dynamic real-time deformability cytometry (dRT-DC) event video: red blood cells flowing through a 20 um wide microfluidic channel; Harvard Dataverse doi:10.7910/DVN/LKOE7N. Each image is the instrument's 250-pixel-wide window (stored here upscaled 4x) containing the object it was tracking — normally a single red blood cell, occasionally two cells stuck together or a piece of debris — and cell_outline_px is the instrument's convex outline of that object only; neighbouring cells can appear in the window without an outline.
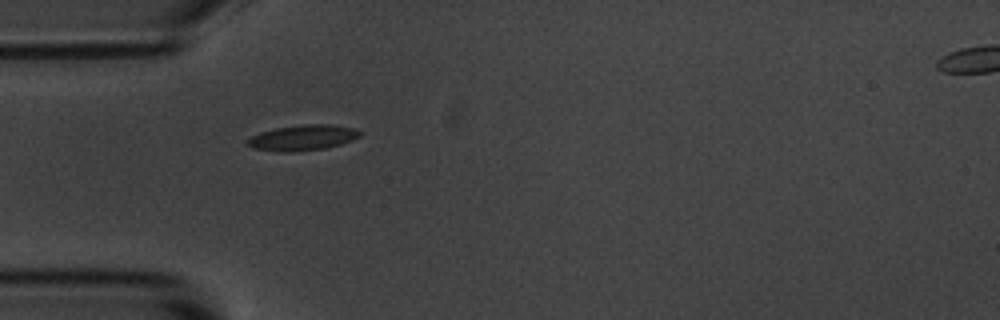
{"species": "common noctule bat (a hibernating species)", "species_latin": "Nyctalus noctula", "temperature_condition": "room temperature", "stored_images_in_passage": 40, "camera_frame_rate_fps": 3000, "um_per_image_px": 0.085, "animal": {"sex": "male", "body_mass_g": 20.1, "forearm_length_mm": 53.5}, "frame": {"image": 1, "passage_image": 1, "time_ms": 0.0, "image_size_px": [1000, 320], "cell_outline_px": [[364, 132], [360, 136], [352, 140], [340, 144], [324, 148], [292, 152], [280, 152], [252, 148], [244, 144], [252, 136], [260, 132], [276, 128], [304, 124], [332, 124], [356, 128]], "centroid_in_image_um": [25.75, 11.7], "position_along_channel_um": 59.3, "area_um2": 16.88}}
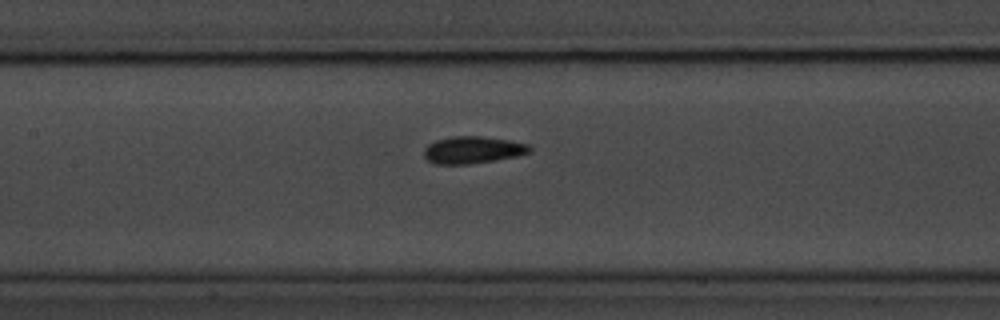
{"frame": {"image": 2, "passage_image": 10, "time_ms": 3.0, "image_size_px": [1000, 320], "cell_outline_px": [[532, 152], [516, 156], [496, 160], [468, 164], [436, 164], [428, 160], [424, 156], [424, 148], [428, 144], [436, 140], [452, 136], [484, 136], [508, 140], [528, 144], [532, 148]], "centroid_in_image_um": [40.19, 12.74], "position_along_channel_um": 167.2, "area_um2": 16.76}}
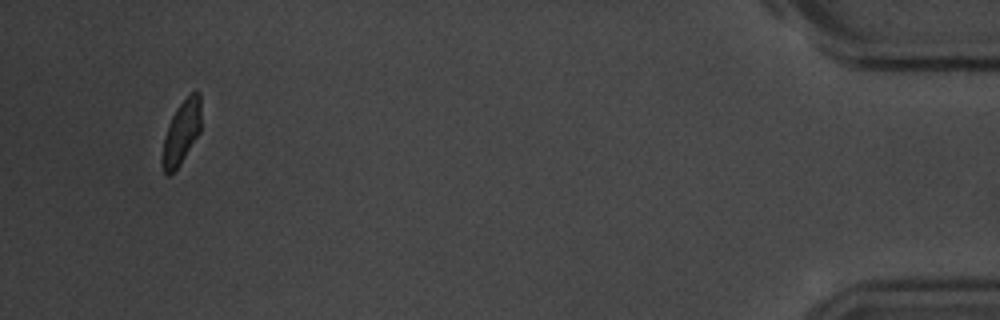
{"frame": {"image": 3, "passage_image": 37, "time_ms": 12.0, "image_size_px": [1000, 320], "cell_outline_px": [[200, 132], [180, 164], [168, 176], [164, 172], [164, 136], [168, 124], [176, 108], [192, 92], [200, 92]], "centroid_in_image_um": [15.45, 11.21], "position_along_channel_um": 419.7, "area_um2": 13.81}, "authors_computed_cell_mechanics": {"area_um2": 15.7794, "velocity_mm_per_s": 3.6557, "shape_relaxation_time_tau1_ms": 2.3546, "shape_relaxation_time_tau2_ms": 2.8443, "deformation_change_tau1": 0.0805, "deformation_change_tau2": 0.0525}}